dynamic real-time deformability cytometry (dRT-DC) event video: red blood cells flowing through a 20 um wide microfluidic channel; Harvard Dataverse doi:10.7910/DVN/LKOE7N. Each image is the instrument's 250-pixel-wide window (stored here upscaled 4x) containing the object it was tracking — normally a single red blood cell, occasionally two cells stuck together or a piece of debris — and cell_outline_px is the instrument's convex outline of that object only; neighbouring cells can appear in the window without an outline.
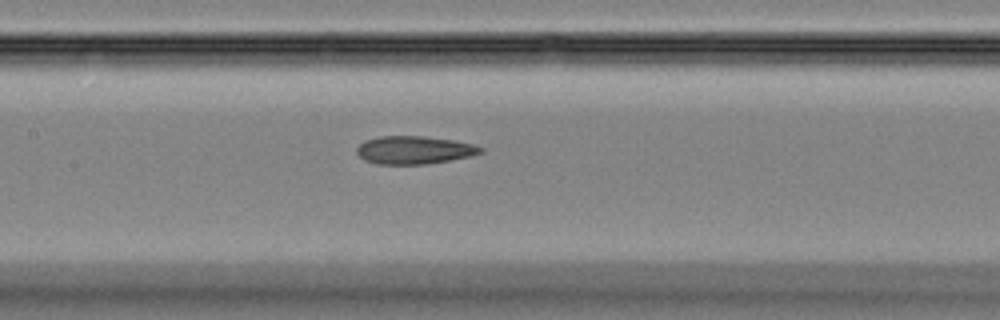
{"species": "Egyptian fruit bat (a non-hibernating species)", "species_latin": "Rousettus aegyptiacus", "temperature_condition": "room temperature", "stored_images_in_passage": 41, "camera_frame_rate_fps": 3000, "um_per_image_px": 0.085, "animal": {"sex": "female"}, "frame": {"image": 1, "passage_image": 21, "time_ms": 6.667, "image_size_px": [1000, 320], "cell_outline_px": [[484, 152], [472, 156], [424, 164], [376, 164], [364, 160], [356, 152], [356, 148], [364, 140], [380, 136], [424, 136], [452, 140], [476, 144], [484, 148]], "centroid_in_image_um": [35.22, 12.75], "position_along_channel_um": 172.2, "area_um2": 20.29}}
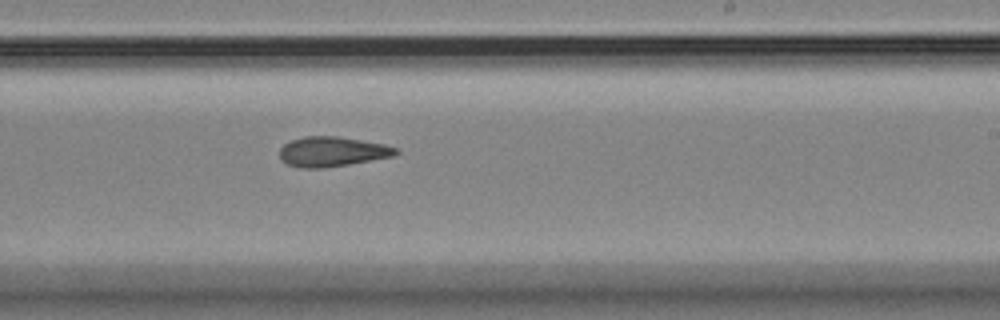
{"frame": {"image": 2, "passage_image": 27, "time_ms": 8.667, "image_size_px": [1000, 320], "cell_outline_px": [[400, 152], [396, 156], [324, 168], [296, 168], [280, 160], [280, 148], [284, 144], [292, 140], [304, 136], [336, 136], [384, 144], [396, 148]], "centroid_in_image_um": [28.22, 12.9], "position_along_channel_um": 260.8, "area_um2": 20.29}}
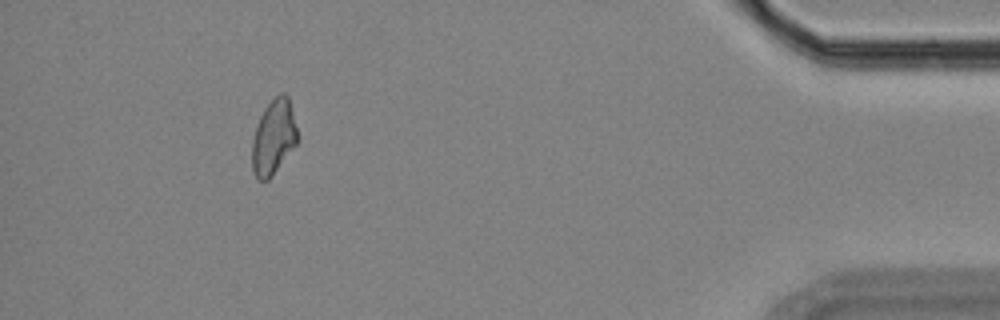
{"frame": {"image": 3, "passage_image": 41, "time_ms": 13.333, "image_size_px": [1000, 320], "cell_outline_px": [[296, 144], [272, 176], [268, 180], [256, 180], [252, 172], [252, 140], [260, 116], [264, 108], [280, 92], [284, 92], [288, 96], [296, 128]], "centroid_in_image_um": [23.22, 11.69], "position_along_channel_um": 412.0, "area_um2": 19.54}}